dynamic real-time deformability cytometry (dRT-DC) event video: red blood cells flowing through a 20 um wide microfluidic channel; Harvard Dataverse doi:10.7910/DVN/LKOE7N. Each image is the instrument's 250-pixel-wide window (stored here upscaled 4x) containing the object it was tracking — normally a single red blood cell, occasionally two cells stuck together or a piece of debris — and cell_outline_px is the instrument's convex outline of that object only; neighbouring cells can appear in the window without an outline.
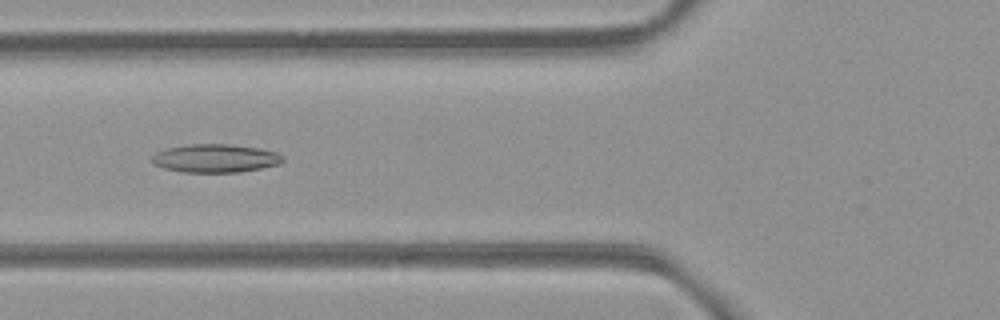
{"species": "common noctule bat (a hibernating species)", "species_latin": "Nyctalus noctula", "temperature_condition": "room temperature", "stored_images_in_passage": 52, "camera_frame_rate_fps": 3000, "um_per_image_px": 0.085, "animal": {"sex": "female", "body_mass_g": 21.9}, "frame": {"image": 1, "passage_image": 20, "time_ms": 6.333, "image_size_px": [1000, 320], "cell_outline_px": [[284, 160], [280, 164], [240, 172], [180, 172], [164, 168], [152, 164], [152, 156], [156, 152], [168, 148], [188, 144], [228, 144], [260, 148], [276, 152], [284, 156]], "centroid_in_image_um": [18.31, 13.45], "position_along_channel_um": 107.5, "area_um2": 21.68}}
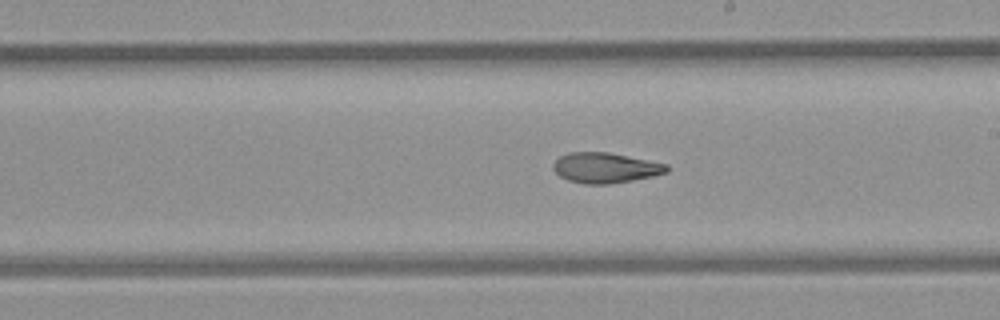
{"frame": {"image": 2, "passage_image": 30, "time_ms": 9.667, "image_size_px": [1000, 320], "cell_outline_px": [[668, 172], [652, 176], [632, 180], [608, 184], [584, 184], [568, 180], [560, 176], [552, 168], [552, 164], [560, 156], [568, 152], [608, 152], [668, 164]], "centroid_in_image_um": [51.43, 14.26], "position_along_channel_um": 237.6, "area_um2": 20.0}}
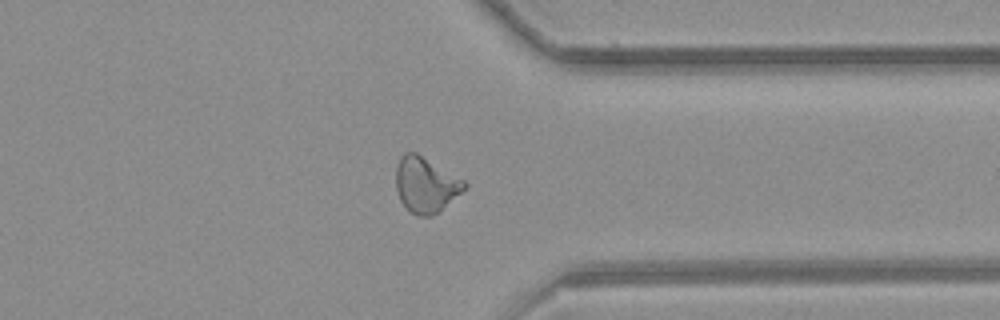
{"frame": {"image": 3, "passage_image": 41, "time_ms": 13.333, "image_size_px": [1000, 320], "cell_outline_px": [[468, 188], [432, 216], [420, 216], [408, 212], [400, 200], [396, 188], [396, 164], [400, 156], [404, 152], [416, 152], [464, 180], [468, 184]], "centroid_in_image_um": [36.17, 15.7], "position_along_channel_um": 375.2, "area_um2": 22.25}}